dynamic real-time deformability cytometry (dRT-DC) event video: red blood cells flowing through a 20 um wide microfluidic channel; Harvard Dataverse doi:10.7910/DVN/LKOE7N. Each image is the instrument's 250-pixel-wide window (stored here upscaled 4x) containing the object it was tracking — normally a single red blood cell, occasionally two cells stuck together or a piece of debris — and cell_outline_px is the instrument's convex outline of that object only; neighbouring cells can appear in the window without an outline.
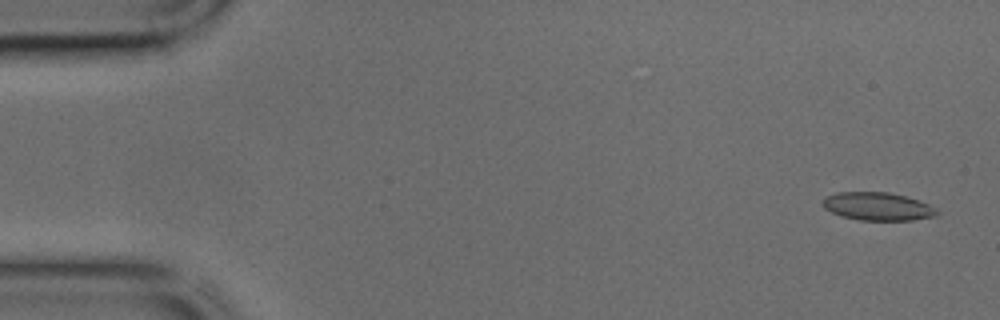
{"species": "common noctule bat (a hibernating species)", "species_latin": "Nyctalus noctula", "temperature_condition": "cold", "stored_images_in_passage": 9, "camera_frame_rate_fps": 3000, "um_per_image_px": 0.085, "animal": {"sex": "male", "body_mass_g": 17.9, "forearm_length_mm": 54.2}, "frame": {"image": 1, "passage_image": 1, "time_ms": 0.0, "image_size_px": [1000, 320], "cell_outline_px": [[940, 212], [936, 216], [912, 220], [860, 220], [840, 216], [824, 208], [820, 204], [824, 196], [836, 192], [888, 192], [920, 200], [936, 208]], "centroid_in_image_um": [74.57, 17.54], "position_along_channel_um": 10.4, "area_um2": 18.9}}